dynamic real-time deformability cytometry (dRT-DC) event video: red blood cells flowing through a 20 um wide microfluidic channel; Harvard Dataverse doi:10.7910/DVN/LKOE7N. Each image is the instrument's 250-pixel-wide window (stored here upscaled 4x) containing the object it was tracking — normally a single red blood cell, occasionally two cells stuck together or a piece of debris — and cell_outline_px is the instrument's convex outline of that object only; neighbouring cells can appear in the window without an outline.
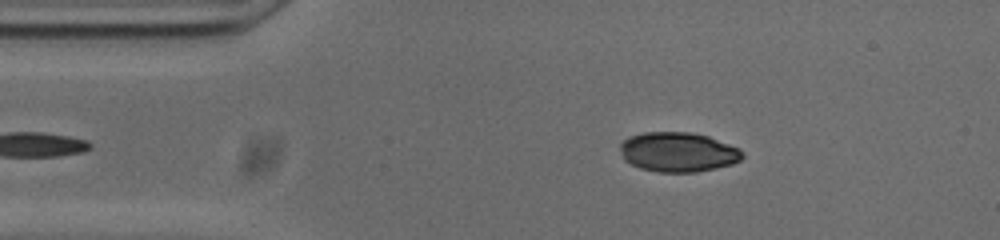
{"species": "common noctule bat (a hibernating species)", "species_latin": "Nyctalus noctula", "temperature_condition": "cold", "stored_images_in_passage": 44, "camera_frame_rate_fps": 3000, "um_per_image_px": 0.085, "animal": {"sex": "male", "body_mass_g": 20.0, "forearm_length_mm": 53.3}, "frame": {"image": 1, "passage_image": 7, "time_ms": 2.0, "image_size_px": [1000, 240], "cell_outline_px": [[744, 156], [740, 160], [732, 164], [716, 168], [696, 172], [660, 172], [640, 168], [624, 160], [620, 152], [620, 144], [628, 136], [644, 132], [692, 132], [708, 136], [740, 148], [744, 152]], "centroid_in_image_um": [57.64, 12.92], "position_along_channel_um": 27.4, "area_um2": 28.44}}
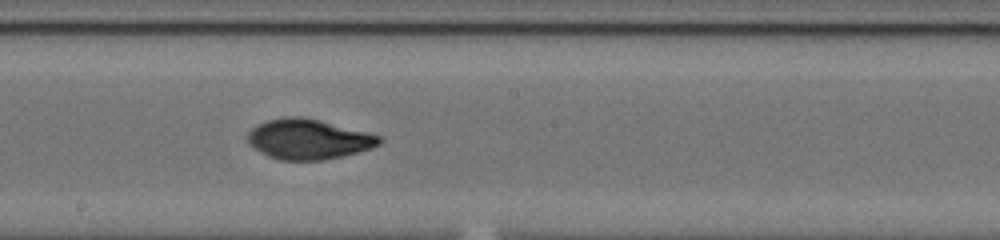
{"frame": {"image": 2, "passage_image": 26, "time_ms": 8.333, "image_size_px": [1000, 240], "cell_outline_px": [[384, 140], [380, 144], [372, 148], [340, 156], [320, 160], [280, 160], [268, 156], [252, 148], [248, 144], [244, 136], [252, 128], [268, 120], [288, 116], [300, 116], [320, 120], [384, 136]], "centroid_in_image_um": [26.21, 11.82], "position_along_channel_um": 222.0, "area_um2": 30.98}}
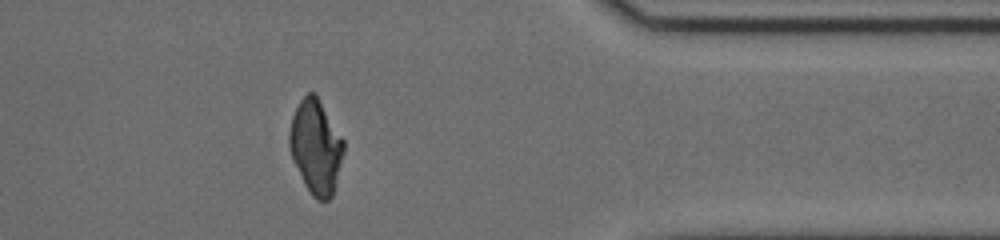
{"frame": {"image": 3, "passage_image": 41, "time_ms": 13.333, "image_size_px": [1000, 240], "cell_outline_px": [[344, 152], [332, 196], [328, 200], [316, 200], [312, 196], [304, 184], [292, 160], [288, 148], [288, 132], [292, 116], [300, 100], [308, 92], [316, 92], [344, 140]], "centroid_in_image_um": [26.82, 12.46], "position_along_channel_um": 384.6, "area_um2": 30.06}}